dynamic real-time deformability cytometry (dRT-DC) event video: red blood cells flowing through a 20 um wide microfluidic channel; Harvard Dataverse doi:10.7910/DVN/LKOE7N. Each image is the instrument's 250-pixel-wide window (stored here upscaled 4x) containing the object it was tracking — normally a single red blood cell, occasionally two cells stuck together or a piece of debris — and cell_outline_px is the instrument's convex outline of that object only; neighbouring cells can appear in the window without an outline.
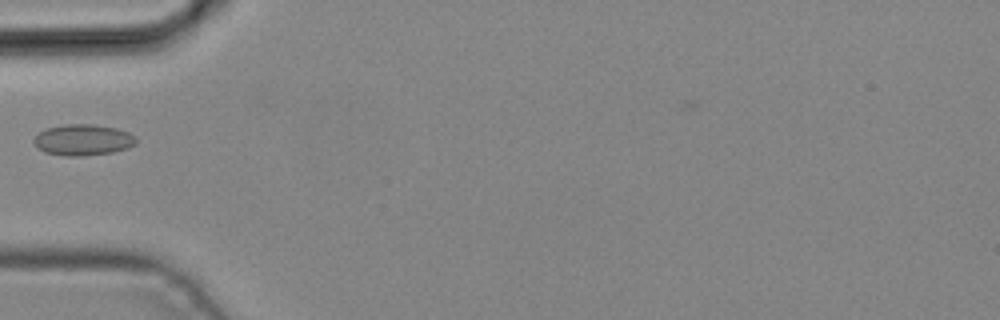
{"species": "common noctule bat (a hibernating species)", "species_latin": "Nyctalus noctula", "temperature_condition": "cold", "stored_images_in_passage": 4, "camera_frame_rate_fps": 3000, "um_per_image_px": 0.085, "animal": {"sex": "male", "body_mass_g": 19.2, "forearm_length_mm": 51.8}, "frame": {"image": 1, "passage_image": 4, "time_ms": 1.0, "image_size_px": [1000, 320], "cell_outline_px": [[136, 144], [112, 152], [80, 156], [64, 156], [44, 152], [32, 140], [40, 132], [48, 128], [64, 124], [92, 124], [116, 128], [128, 132], [136, 136]], "centroid_in_image_um": [7.06, 11.88], "position_along_channel_um": 77.9, "area_um2": 18.32}}